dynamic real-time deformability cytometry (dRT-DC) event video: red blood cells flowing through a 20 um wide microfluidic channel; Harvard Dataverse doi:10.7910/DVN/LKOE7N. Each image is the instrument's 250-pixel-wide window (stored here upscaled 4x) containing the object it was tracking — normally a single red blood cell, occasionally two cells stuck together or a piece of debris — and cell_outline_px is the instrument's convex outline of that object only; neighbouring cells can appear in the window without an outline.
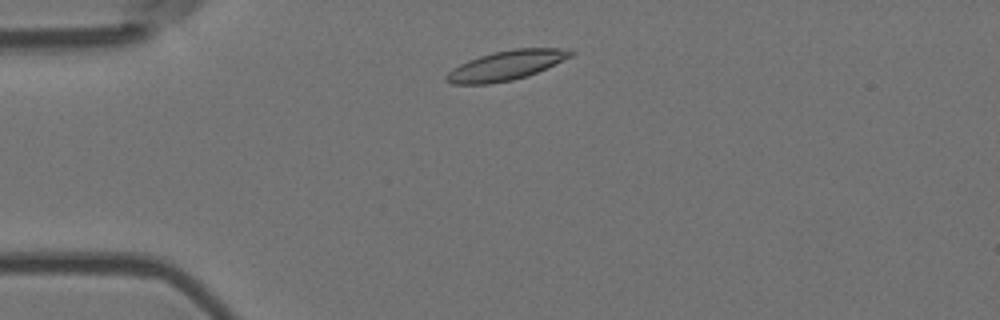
{"species": "Egyptian fruit bat (a non-hibernating species)", "species_latin": "Rousettus aegyptiacus", "temperature_condition": "room temperature", "stored_images_in_passage": 6, "camera_frame_rate_fps": 3000, "um_per_image_px": 0.085, "animal": {"sex": "female"}, "frame": {"image": 1, "passage_image": 2, "time_ms": 0.333, "image_size_px": [1000, 320], "cell_outline_px": [[576, 52], [572, 56], [528, 76], [512, 80], [488, 84], [452, 84], [444, 80], [444, 76], [452, 68], [468, 60], [480, 56], [512, 48], [560, 48]], "centroid_in_image_um": [42.99, 5.57], "position_along_channel_um": 42.0, "area_um2": 21.33}}
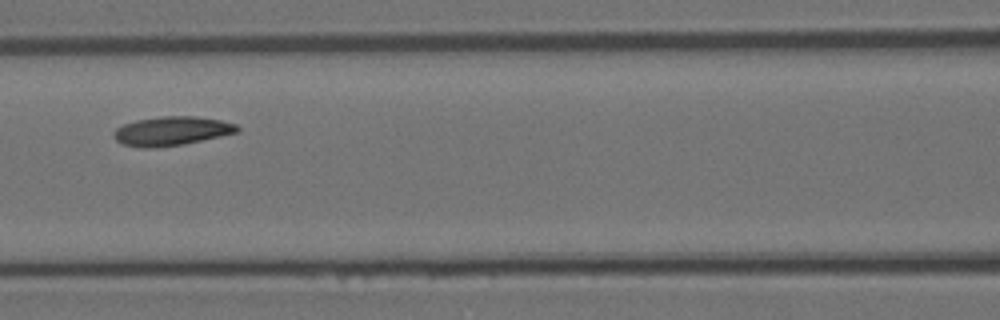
{"frame": {"image": 2, "passage_image": 5, "time_ms": 1.333, "image_size_px": [1000, 320], "cell_outline_px": [[240, 128], [236, 132], [220, 136], [184, 144], [152, 148], [140, 148], [120, 144], [112, 136], [112, 132], [116, 128], [124, 124], [136, 120], [160, 116], [192, 116], [220, 120], [236, 124]], "centroid_in_image_um": [14.52, 11.14], "position_along_channel_um": 152.1, "area_um2": 20.92}}
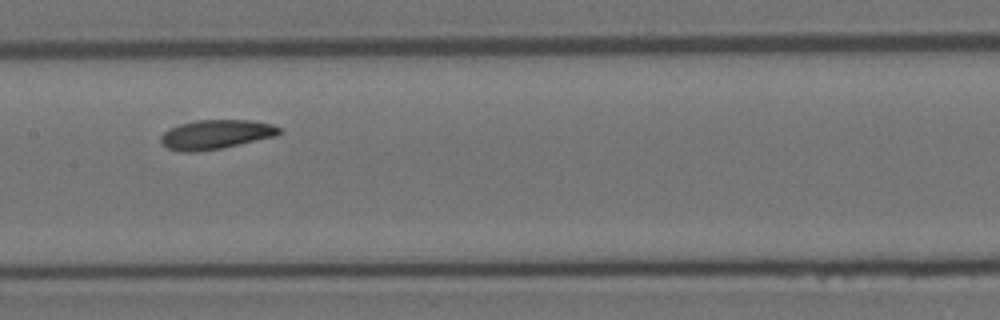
{"frame": {"image": 3, "passage_image": 6, "time_ms": 1.667, "image_size_px": [1000, 320], "cell_outline_px": [[280, 132], [276, 136], [220, 148], [196, 152], [180, 152], [168, 148], [160, 144], [160, 136], [168, 128], [180, 124], [196, 120], [248, 120], [272, 124], [280, 128]], "centroid_in_image_um": [18.28, 11.43], "position_along_channel_um": 189.1, "area_um2": 20.17}}